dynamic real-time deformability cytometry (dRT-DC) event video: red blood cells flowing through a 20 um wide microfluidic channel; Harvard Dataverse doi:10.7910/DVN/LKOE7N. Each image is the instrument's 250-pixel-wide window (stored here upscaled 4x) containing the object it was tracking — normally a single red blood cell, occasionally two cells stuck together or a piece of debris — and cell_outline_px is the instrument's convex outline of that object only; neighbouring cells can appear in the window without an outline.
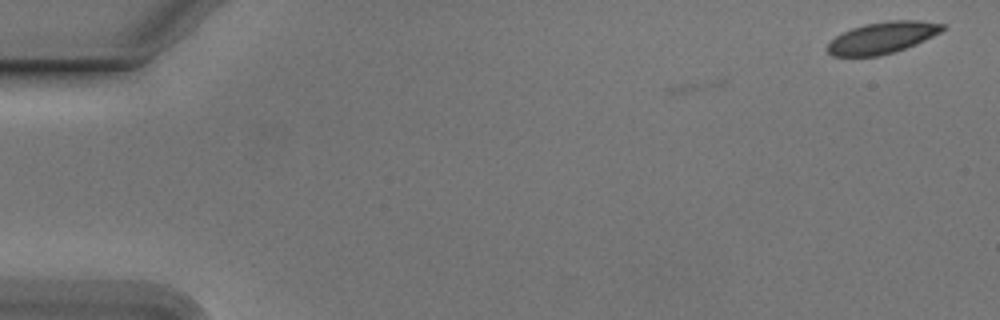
{"species": "Egyptian fruit bat (a non-hibernating species)", "species_latin": "Rousettus aegyptiacus", "temperature_condition": "cold", "stored_images_in_passage": 2, "camera_frame_rate_fps": 3000, "um_per_image_px": 0.085, "animal": {"sex": "male"}, "frame": {"image": 1, "passage_image": 2, "time_ms": 0.333, "image_size_px": [1000, 320], "cell_outline_px": [[944, 28], [940, 32], [916, 44], [880, 56], [832, 56], [828, 52], [828, 44], [836, 36], [852, 28], [864, 24], [888, 20], [920, 20], [944, 24]], "centroid_in_image_um": [75.0, 3.19], "position_along_channel_um": 10.0, "area_um2": 20.92}}